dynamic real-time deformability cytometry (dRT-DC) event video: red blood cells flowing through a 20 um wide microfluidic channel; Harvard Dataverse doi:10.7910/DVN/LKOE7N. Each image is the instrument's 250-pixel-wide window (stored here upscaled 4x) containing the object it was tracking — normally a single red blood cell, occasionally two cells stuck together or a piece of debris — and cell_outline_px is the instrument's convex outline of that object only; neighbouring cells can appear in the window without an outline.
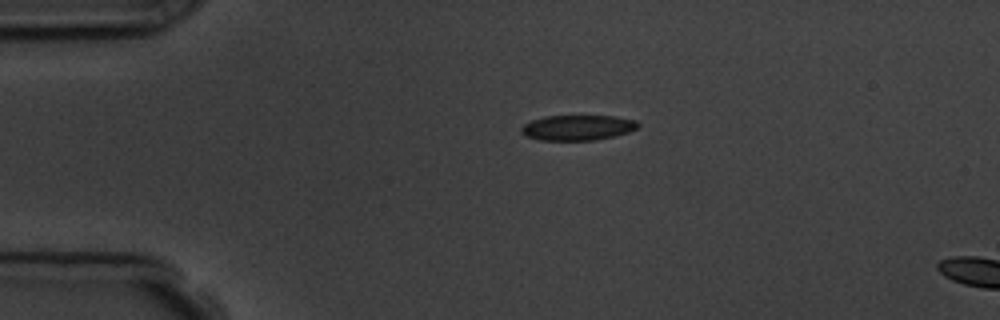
{"species": "common noctule bat (a hibernating species)", "species_latin": "Nyctalus noctula", "temperature_condition": "room temperature", "stored_images_in_passage": 4, "camera_frame_rate_fps": 3000, "um_per_image_px": 0.085, "animal": {"sex": "male", "body_mass_g": 19.5, "forearm_length_mm": 54.6}, "frame": {"image": 1, "passage_image": 4, "time_ms": 4.333, "image_size_px": [1000, 320], "cell_outline_px": [[640, 124], [636, 128], [628, 132], [612, 136], [592, 140], [540, 140], [524, 136], [520, 132], [520, 128], [524, 124], [532, 120], [544, 116], [612, 116], [636, 120]], "centroid_in_image_um": [49.04, 10.84], "position_along_channel_um": 36.0, "area_um2": 17.11}}